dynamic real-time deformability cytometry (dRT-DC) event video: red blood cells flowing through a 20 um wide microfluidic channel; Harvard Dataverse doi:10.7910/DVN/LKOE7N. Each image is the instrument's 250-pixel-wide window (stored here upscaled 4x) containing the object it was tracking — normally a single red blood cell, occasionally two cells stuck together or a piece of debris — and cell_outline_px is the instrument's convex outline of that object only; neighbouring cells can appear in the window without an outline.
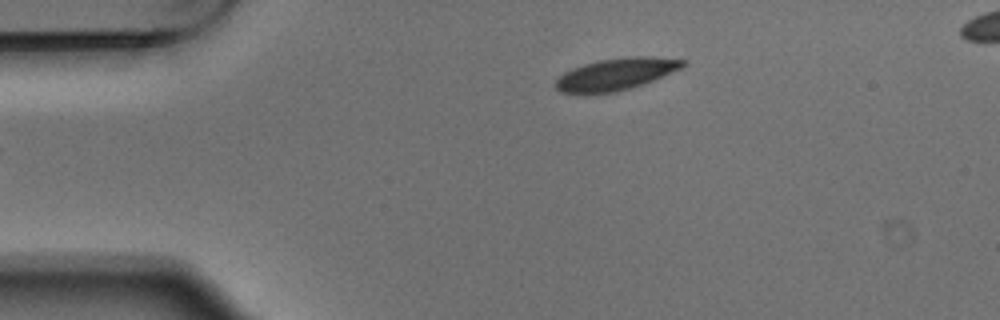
{"species": "Egyptian fruit bat (a non-hibernating species)", "species_latin": "Rousettus aegyptiacus", "temperature_condition": "warm", "stored_images_in_passage": 6, "camera_frame_rate_fps": 3000, "um_per_image_px": 0.085, "animal": {"sex": "male"}, "frame": {"image": 1, "passage_image": 6, "time_ms": 1.667, "image_size_px": [1000, 320], "cell_outline_px": [[688, 60], [680, 68], [644, 84], [616, 92], [560, 92], [552, 84], [564, 72], [572, 68], [584, 64], [600, 60], [628, 56], [652, 56]], "centroid_in_image_um": [52.36, 6.28], "position_along_channel_um": 32.6, "area_um2": 23.35}}